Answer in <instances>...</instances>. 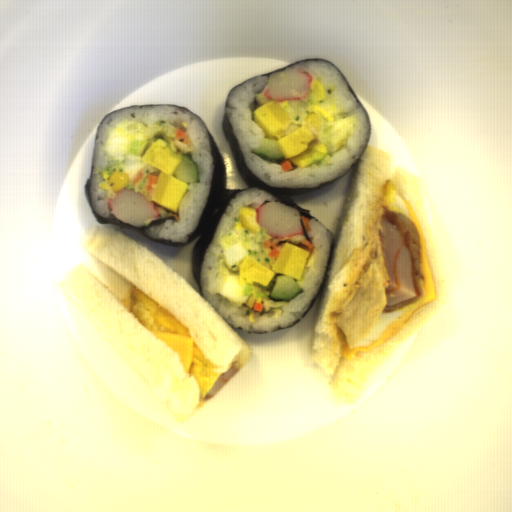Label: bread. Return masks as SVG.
<instances>
[{
  "label": "bread",
  "mask_w": 512,
  "mask_h": 512,
  "mask_svg": "<svg viewBox=\"0 0 512 512\" xmlns=\"http://www.w3.org/2000/svg\"><path fill=\"white\" fill-rule=\"evenodd\" d=\"M391 169L390 154L366 145L348 185L312 324L308 359L324 371L335 395L346 404L356 402L375 370L452 295L442 238L420 177L409 167ZM389 177L405 203L410 200L422 225L438 298L425 304L392 338L348 361L341 356L342 346L347 342L352 349L358 344L386 306L389 280L378 222Z\"/></svg>",
  "instance_id": "8d2b1439"
},
{
  "label": "bread",
  "mask_w": 512,
  "mask_h": 512,
  "mask_svg": "<svg viewBox=\"0 0 512 512\" xmlns=\"http://www.w3.org/2000/svg\"><path fill=\"white\" fill-rule=\"evenodd\" d=\"M90 256L138 288L188 331L211 361L239 371L254 357L249 344L171 266L117 228L97 225L84 246Z\"/></svg>",
  "instance_id": "cb027b5d"
},
{
  "label": "bread",
  "mask_w": 512,
  "mask_h": 512,
  "mask_svg": "<svg viewBox=\"0 0 512 512\" xmlns=\"http://www.w3.org/2000/svg\"><path fill=\"white\" fill-rule=\"evenodd\" d=\"M56 284L179 424L207 403L179 354L150 332L96 274L79 262Z\"/></svg>",
  "instance_id": "b6be36c0"
}]
</instances>
